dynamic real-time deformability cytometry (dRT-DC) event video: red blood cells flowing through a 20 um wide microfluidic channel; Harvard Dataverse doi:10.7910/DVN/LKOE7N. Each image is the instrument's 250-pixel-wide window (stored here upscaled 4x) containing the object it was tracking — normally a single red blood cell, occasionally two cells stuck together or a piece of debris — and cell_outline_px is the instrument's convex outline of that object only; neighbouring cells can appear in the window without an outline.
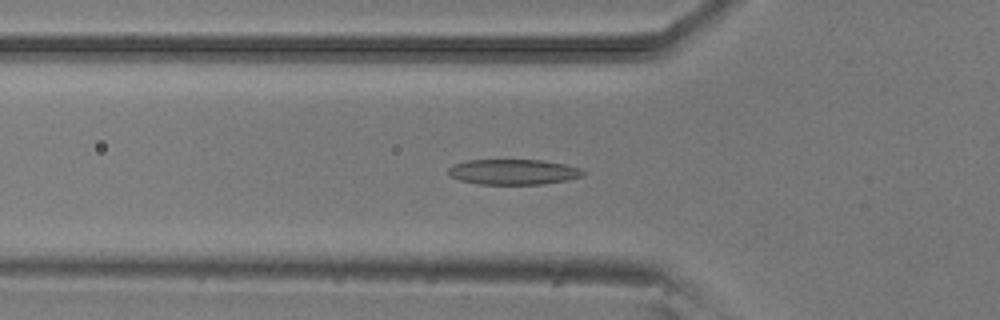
{"species": "common noctule bat (a hibernating species)", "species_latin": "Nyctalus noctula", "temperature_condition": "room temperature", "stored_images_in_passage": 51, "camera_frame_rate_fps": 3000, "um_per_image_px": 0.085, "animal": {"sex": "male", "body_mass_g": 20.5, "forearm_length_mm": 52.5}, "frame": {"image": 1, "passage_image": 17, "time_ms": 5.333, "image_size_px": [1000, 320], "cell_outline_px": [[584, 176], [544, 184], [480, 184], [460, 180], [448, 176], [448, 168], [452, 164], [468, 160], [540, 160], [564, 164], [580, 168], [584, 172]], "centroid_in_image_um": [43.59, 14.61], "position_along_channel_um": 82.2, "area_um2": 19.88}}
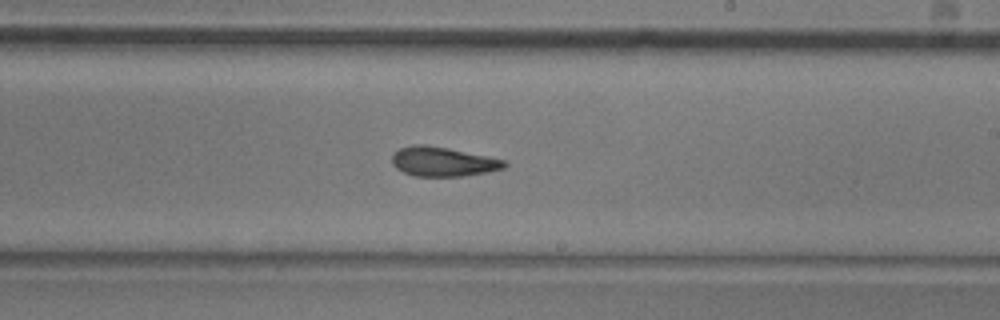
{"frame": {"image": 2, "passage_image": 30, "time_ms": 9.667, "image_size_px": [1000, 320], "cell_outline_px": [[508, 164], [504, 168], [488, 172], [464, 176], [416, 176], [404, 172], [396, 168], [392, 164], [392, 156], [400, 148], [412, 144], [424, 144], [448, 148], [488, 156], [504, 160]], "centroid_in_image_um": [37.65, 13.74], "position_along_channel_um": 251.3, "area_um2": 19.25}}
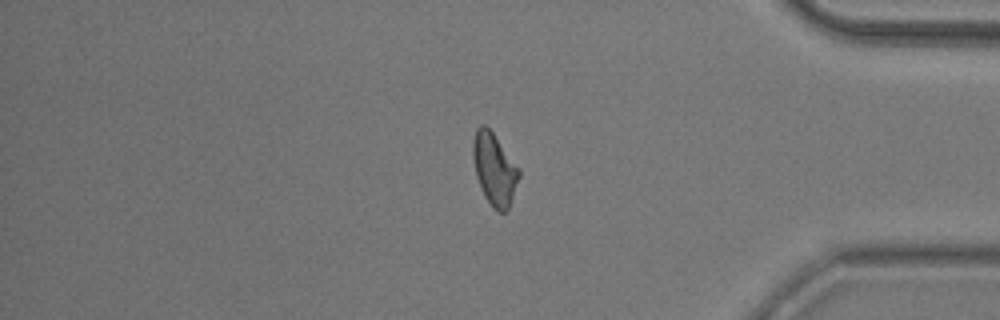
{"frame": {"image": 3, "passage_image": 43, "time_ms": 14.0, "image_size_px": [1000, 320], "cell_outline_px": [[520, 176], [508, 208], [504, 212], [496, 212], [492, 208], [484, 196], [476, 176], [472, 156], [472, 140], [476, 128], [480, 124], [484, 124], [492, 132], [520, 168]], "centroid_in_image_um": [42.0, 14.37], "position_along_channel_um": 393.2, "area_um2": 19.42}, "authors_computed_cell_mechanics": {"area_um2": 19.4208, "velocity_mm_per_s": 3.8814, "shape_relaxation_time_tau1_ms": 7.8436, "shape_relaxation_time_tau2_ms": 2.5967, "deformation_change_tau1": 0.1951, "deformation_change_tau2": 0.1079}}